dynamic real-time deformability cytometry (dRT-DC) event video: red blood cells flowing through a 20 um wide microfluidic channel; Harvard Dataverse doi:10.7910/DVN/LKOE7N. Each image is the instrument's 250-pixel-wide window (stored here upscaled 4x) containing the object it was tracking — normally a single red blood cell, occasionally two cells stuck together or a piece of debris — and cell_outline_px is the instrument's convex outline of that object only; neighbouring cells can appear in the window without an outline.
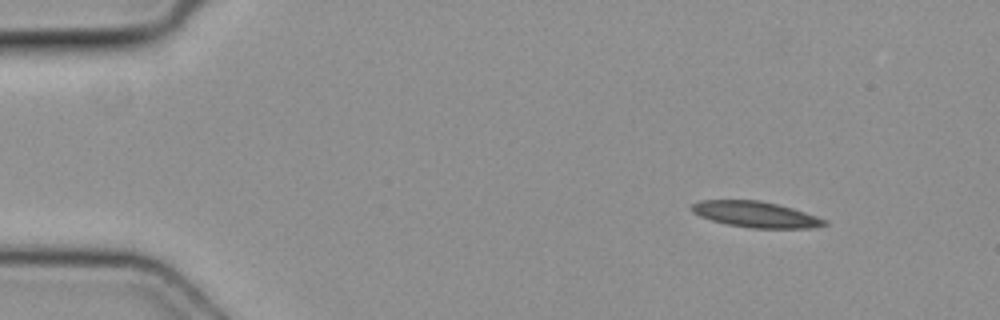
{"species": "common noctule bat (a hibernating species)", "species_latin": "Nyctalus noctula", "temperature_condition": "cold", "stored_images_in_passage": 44, "camera_frame_rate_fps": 3000, "um_per_image_px": 0.085, "animal": {"sex": "female", "body_mass_g": 19.3, "forearm_length_mm": 54.1}, "frame": {"image": 1, "passage_image": 1, "time_ms": 0.0, "image_size_px": [1000, 320], "cell_outline_px": [[828, 224], [812, 228], [748, 228], [728, 224], [712, 220], [700, 216], [692, 212], [692, 204], [700, 200], [760, 200], [792, 208], [828, 220]], "centroid_in_image_um": [64.24, 18.23], "position_along_channel_um": 20.8, "area_um2": 19.94}}
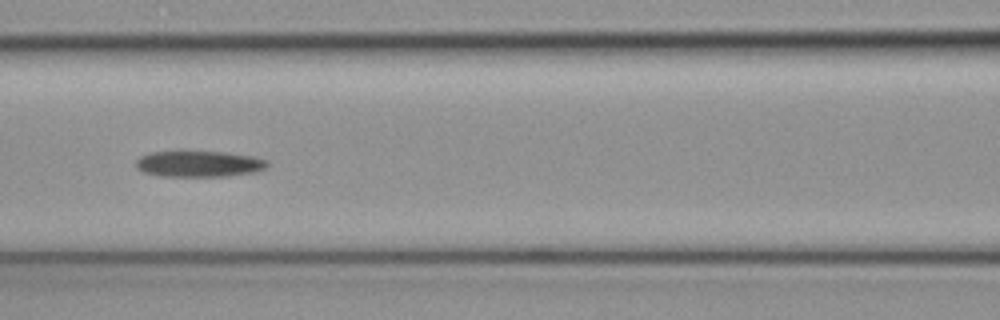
{"frame": {"image": 2, "passage_image": 17, "time_ms": 5.333, "image_size_px": [1000, 320], "cell_outline_px": [[268, 164], [264, 168], [256, 172], [228, 176], [160, 176], [144, 172], [136, 168], [136, 160], [140, 156], [152, 152], [224, 152], [256, 156], [268, 160]], "centroid_in_image_um": [16.94, 13.93], "position_along_channel_um": 149.7, "area_um2": 19.94}}
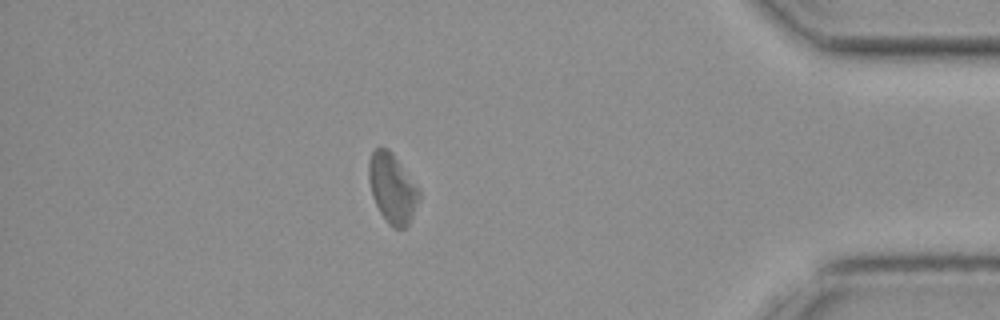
{"frame": {"image": 3, "passage_image": 38, "time_ms": 12.333, "image_size_px": [1000, 320], "cell_outline_px": [[420, 196], [412, 216], [408, 224], [404, 228], [392, 228], [388, 224], [380, 212], [372, 196], [368, 180], [368, 164], [372, 152], [376, 148], [388, 148], [392, 152], [420, 188]], "centroid_in_image_um": [33.34, 15.99], "position_along_channel_um": 401.9, "area_um2": 20.46}}